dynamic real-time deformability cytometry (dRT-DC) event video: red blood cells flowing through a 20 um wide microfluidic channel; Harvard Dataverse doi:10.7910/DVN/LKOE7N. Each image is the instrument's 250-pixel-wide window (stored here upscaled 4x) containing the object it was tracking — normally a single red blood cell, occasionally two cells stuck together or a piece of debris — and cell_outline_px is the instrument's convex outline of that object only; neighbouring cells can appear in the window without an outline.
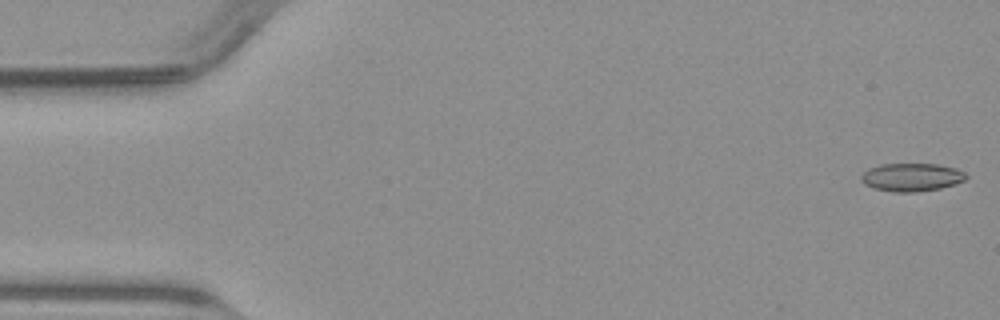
{"species": "common noctule bat (a hibernating species)", "species_latin": "Nyctalus noctula", "temperature_condition": "warm", "stored_images_in_passage": 50, "camera_frame_rate_fps": 3000, "um_per_image_px": 0.085, "animal": {"sex": "male", "body_mass_g": 23.1, "forearm_length_mm": 52.7}, "frame": {"image": 1, "passage_image": 1, "time_ms": 0.0, "image_size_px": [1000, 320], "cell_outline_px": [[968, 176], [964, 180], [940, 188], [916, 192], [892, 192], [872, 188], [864, 184], [860, 180], [860, 176], [868, 168], [880, 164], [936, 164], [956, 168], [964, 172]], "centroid_in_image_um": [77.43, 15.06], "position_along_channel_um": 7.6, "area_um2": 17.22}}
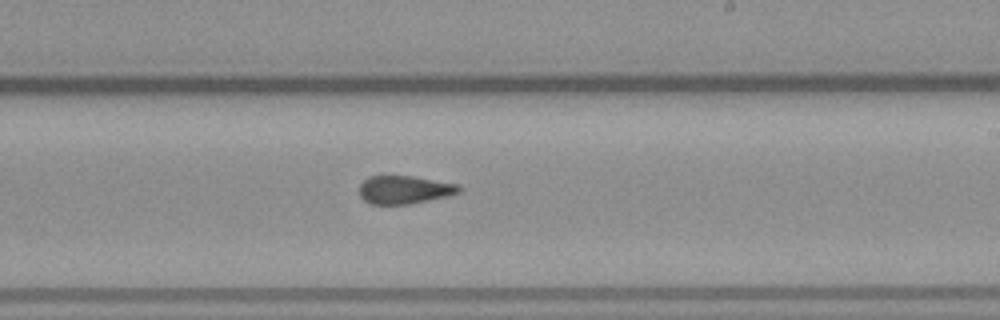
{"frame": {"image": 2, "passage_image": 29, "time_ms": 9.333, "image_size_px": [1000, 320], "cell_outline_px": [[460, 192], [448, 196], [408, 204], [372, 204], [364, 200], [360, 196], [360, 184], [368, 176], [412, 176], [460, 184]], "centroid_in_image_um": [34.38, 16.12], "position_along_channel_um": 254.6, "area_um2": 16.3}}
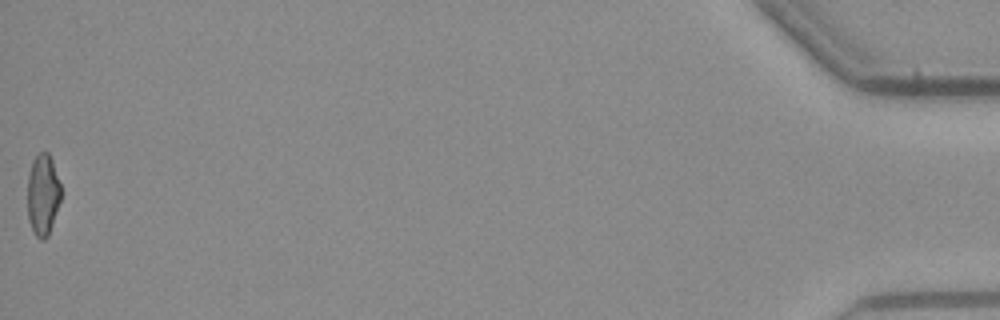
{"frame": {"image": 3, "passage_image": 50, "time_ms": 16.333, "image_size_px": [1000, 320], "cell_outline_px": [[60, 200], [48, 236], [44, 240], [40, 240], [36, 236], [28, 220], [28, 172], [32, 160], [40, 152], [48, 152], [52, 160], [60, 184]], "centroid_in_image_um": [3.63, 16.54], "position_along_channel_um": 431.6, "area_um2": 15.72}}